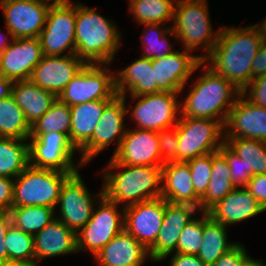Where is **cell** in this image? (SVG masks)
<instances>
[{"label":"cell","instance_id":"obj_52","mask_svg":"<svg viewBox=\"0 0 266 266\" xmlns=\"http://www.w3.org/2000/svg\"><path fill=\"white\" fill-rule=\"evenodd\" d=\"M253 26L255 27V29L257 30L258 34L263 39V42H266V17L263 20V22H261V24L257 23V24H254Z\"/></svg>","mask_w":266,"mask_h":266},{"label":"cell","instance_id":"obj_41","mask_svg":"<svg viewBox=\"0 0 266 266\" xmlns=\"http://www.w3.org/2000/svg\"><path fill=\"white\" fill-rule=\"evenodd\" d=\"M192 175L195 193L201 198L207 190L212 171V153L186 161Z\"/></svg>","mask_w":266,"mask_h":266},{"label":"cell","instance_id":"obj_14","mask_svg":"<svg viewBox=\"0 0 266 266\" xmlns=\"http://www.w3.org/2000/svg\"><path fill=\"white\" fill-rule=\"evenodd\" d=\"M55 1L0 0L6 34L11 40L13 38H38L46 23L49 9Z\"/></svg>","mask_w":266,"mask_h":266},{"label":"cell","instance_id":"obj_34","mask_svg":"<svg viewBox=\"0 0 266 266\" xmlns=\"http://www.w3.org/2000/svg\"><path fill=\"white\" fill-rule=\"evenodd\" d=\"M177 0H129V11L140 25L165 24L174 19Z\"/></svg>","mask_w":266,"mask_h":266},{"label":"cell","instance_id":"obj_19","mask_svg":"<svg viewBox=\"0 0 266 266\" xmlns=\"http://www.w3.org/2000/svg\"><path fill=\"white\" fill-rule=\"evenodd\" d=\"M85 65L76 54L43 56L33 69L30 80L58 97Z\"/></svg>","mask_w":266,"mask_h":266},{"label":"cell","instance_id":"obj_2","mask_svg":"<svg viewBox=\"0 0 266 266\" xmlns=\"http://www.w3.org/2000/svg\"><path fill=\"white\" fill-rule=\"evenodd\" d=\"M102 177L104 195L122 208L161 197L162 166L123 165L111 157Z\"/></svg>","mask_w":266,"mask_h":266},{"label":"cell","instance_id":"obj_36","mask_svg":"<svg viewBox=\"0 0 266 266\" xmlns=\"http://www.w3.org/2000/svg\"><path fill=\"white\" fill-rule=\"evenodd\" d=\"M55 210L47 206H21L12 207L9 212L16 228L35 235L56 218Z\"/></svg>","mask_w":266,"mask_h":266},{"label":"cell","instance_id":"obj_49","mask_svg":"<svg viewBox=\"0 0 266 266\" xmlns=\"http://www.w3.org/2000/svg\"><path fill=\"white\" fill-rule=\"evenodd\" d=\"M170 266H207L197 255L174 252Z\"/></svg>","mask_w":266,"mask_h":266},{"label":"cell","instance_id":"obj_27","mask_svg":"<svg viewBox=\"0 0 266 266\" xmlns=\"http://www.w3.org/2000/svg\"><path fill=\"white\" fill-rule=\"evenodd\" d=\"M115 85L120 96L158 93L152 59L140 57L125 69L115 72Z\"/></svg>","mask_w":266,"mask_h":266},{"label":"cell","instance_id":"obj_45","mask_svg":"<svg viewBox=\"0 0 266 266\" xmlns=\"http://www.w3.org/2000/svg\"><path fill=\"white\" fill-rule=\"evenodd\" d=\"M246 248L238 243L230 251L223 254L212 266H242L248 257Z\"/></svg>","mask_w":266,"mask_h":266},{"label":"cell","instance_id":"obj_15","mask_svg":"<svg viewBox=\"0 0 266 266\" xmlns=\"http://www.w3.org/2000/svg\"><path fill=\"white\" fill-rule=\"evenodd\" d=\"M127 95H116L104 108L99 124L95 127L91 140L78 152L81 157L79 162L86 165L97 154L107 148L115 141L117 146L113 155L118 151L121 141L126 134L127 128L124 125L126 117Z\"/></svg>","mask_w":266,"mask_h":266},{"label":"cell","instance_id":"obj_44","mask_svg":"<svg viewBox=\"0 0 266 266\" xmlns=\"http://www.w3.org/2000/svg\"><path fill=\"white\" fill-rule=\"evenodd\" d=\"M242 94L253 105L266 108V74L254 78Z\"/></svg>","mask_w":266,"mask_h":266},{"label":"cell","instance_id":"obj_23","mask_svg":"<svg viewBox=\"0 0 266 266\" xmlns=\"http://www.w3.org/2000/svg\"><path fill=\"white\" fill-rule=\"evenodd\" d=\"M265 209L246 187H236L209 211V216L224 226L255 217Z\"/></svg>","mask_w":266,"mask_h":266},{"label":"cell","instance_id":"obj_22","mask_svg":"<svg viewBox=\"0 0 266 266\" xmlns=\"http://www.w3.org/2000/svg\"><path fill=\"white\" fill-rule=\"evenodd\" d=\"M1 53L0 73L13 81L28 80L43 58L39 38H13Z\"/></svg>","mask_w":266,"mask_h":266},{"label":"cell","instance_id":"obj_51","mask_svg":"<svg viewBox=\"0 0 266 266\" xmlns=\"http://www.w3.org/2000/svg\"><path fill=\"white\" fill-rule=\"evenodd\" d=\"M13 80L4 77L0 73V99L7 98L12 94Z\"/></svg>","mask_w":266,"mask_h":266},{"label":"cell","instance_id":"obj_11","mask_svg":"<svg viewBox=\"0 0 266 266\" xmlns=\"http://www.w3.org/2000/svg\"><path fill=\"white\" fill-rule=\"evenodd\" d=\"M178 93L158 92L134 96L130 99L139 101L134 107H127V112L135 121L136 128L160 132L165 128L175 126L179 120L181 106ZM179 114V115H178Z\"/></svg>","mask_w":266,"mask_h":266},{"label":"cell","instance_id":"obj_39","mask_svg":"<svg viewBox=\"0 0 266 266\" xmlns=\"http://www.w3.org/2000/svg\"><path fill=\"white\" fill-rule=\"evenodd\" d=\"M71 111L70 106L58 98L49 110L31 126V134L62 132L70 139Z\"/></svg>","mask_w":266,"mask_h":266},{"label":"cell","instance_id":"obj_5","mask_svg":"<svg viewBox=\"0 0 266 266\" xmlns=\"http://www.w3.org/2000/svg\"><path fill=\"white\" fill-rule=\"evenodd\" d=\"M212 27L206 0L176 1L171 28L185 50L192 52L202 47L205 51L200 55L202 62L212 52L221 31V26L217 32Z\"/></svg>","mask_w":266,"mask_h":266},{"label":"cell","instance_id":"obj_37","mask_svg":"<svg viewBox=\"0 0 266 266\" xmlns=\"http://www.w3.org/2000/svg\"><path fill=\"white\" fill-rule=\"evenodd\" d=\"M224 141L242 159L251 176L266 173L265 141L245 138L224 139Z\"/></svg>","mask_w":266,"mask_h":266},{"label":"cell","instance_id":"obj_20","mask_svg":"<svg viewBox=\"0 0 266 266\" xmlns=\"http://www.w3.org/2000/svg\"><path fill=\"white\" fill-rule=\"evenodd\" d=\"M199 208L191 204L166 201L165 215L156 242L148 249L150 260L159 262L177 252V244L183 228L195 217Z\"/></svg>","mask_w":266,"mask_h":266},{"label":"cell","instance_id":"obj_4","mask_svg":"<svg viewBox=\"0 0 266 266\" xmlns=\"http://www.w3.org/2000/svg\"><path fill=\"white\" fill-rule=\"evenodd\" d=\"M76 55L86 64L112 63L121 44V34L114 21L95 8L76 3Z\"/></svg>","mask_w":266,"mask_h":266},{"label":"cell","instance_id":"obj_48","mask_svg":"<svg viewBox=\"0 0 266 266\" xmlns=\"http://www.w3.org/2000/svg\"><path fill=\"white\" fill-rule=\"evenodd\" d=\"M11 224L10 212L0 210V266H7L5 234Z\"/></svg>","mask_w":266,"mask_h":266},{"label":"cell","instance_id":"obj_54","mask_svg":"<svg viewBox=\"0 0 266 266\" xmlns=\"http://www.w3.org/2000/svg\"><path fill=\"white\" fill-rule=\"evenodd\" d=\"M3 34L0 36L2 37ZM0 37V52L2 53L11 43L8 41L7 37L3 36L2 38Z\"/></svg>","mask_w":266,"mask_h":266},{"label":"cell","instance_id":"obj_3","mask_svg":"<svg viewBox=\"0 0 266 266\" xmlns=\"http://www.w3.org/2000/svg\"><path fill=\"white\" fill-rule=\"evenodd\" d=\"M206 70L190 88V92L180 102L181 116L207 118L219 121L223 126L229 111L242 94L232 82L215 73L204 61Z\"/></svg>","mask_w":266,"mask_h":266},{"label":"cell","instance_id":"obj_53","mask_svg":"<svg viewBox=\"0 0 266 266\" xmlns=\"http://www.w3.org/2000/svg\"><path fill=\"white\" fill-rule=\"evenodd\" d=\"M242 266H266L262 260H255L250 255L243 261Z\"/></svg>","mask_w":266,"mask_h":266},{"label":"cell","instance_id":"obj_21","mask_svg":"<svg viewBox=\"0 0 266 266\" xmlns=\"http://www.w3.org/2000/svg\"><path fill=\"white\" fill-rule=\"evenodd\" d=\"M245 138L266 142V108L253 105L241 94L224 125V139Z\"/></svg>","mask_w":266,"mask_h":266},{"label":"cell","instance_id":"obj_33","mask_svg":"<svg viewBox=\"0 0 266 266\" xmlns=\"http://www.w3.org/2000/svg\"><path fill=\"white\" fill-rule=\"evenodd\" d=\"M31 126L12 95L0 99V137L29 140Z\"/></svg>","mask_w":266,"mask_h":266},{"label":"cell","instance_id":"obj_8","mask_svg":"<svg viewBox=\"0 0 266 266\" xmlns=\"http://www.w3.org/2000/svg\"><path fill=\"white\" fill-rule=\"evenodd\" d=\"M76 3L70 0H56L50 7L39 40L44 56L76 54L75 28Z\"/></svg>","mask_w":266,"mask_h":266},{"label":"cell","instance_id":"obj_30","mask_svg":"<svg viewBox=\"0 0 266 266\" xmlns=\"http://www.w3.org/2000/svg\"><path fill=\"white\" fill-rule=\"evenodd\" d=\"M230 167L225 156L220 152L212 153V171L206 193L200 198V212H208L224 199L236 187L229 174Z\"/></svg>","mask_w":266,"mask_h":266},{"label":"cell","instance_id":"obj_43","mask_svg":"<svg viewBox=\"0 0 266 266\" xmlns=\"http://www.w3.org/2000/svg\"><path fill=\"white\" fill-rule=\"evenodd\" d=\"M159 149L164 163L177 162L178 128L172 126L158 132Z\"/></svg>","mask_w":266,"mask_h":266},{"label":"cell","instance_id":"obj_26","mask_svg":"<svg viewBox=\"0 0 266 266\" xmlns=\"http://www.w3.org/2000/svg\"><path fill=\"white\" fill-rule=\"evenodd\" d=\"M161 198L170 203L191 204L200 211V197L195 193L191 170L186 162L162 165Z\"/></svg>","mask_w":266,"mask_h":266},{"label":"cell","instance_id":"obj_7","mask_svg":"<svg viewBox=\"0 0 266 266\" xmlns=\"http://www.w3.org/2000/svg\"><path fill=\"white\" fill-rule=\"evenodd\" d=\"M177 162L219 151L224 141V126L207 118L179 117Z\"/></svg>","mask_w":266,"mask_h":266},{"label":"cell","instance_id":"obj_50","mask_svg":"<svg viewBox=\"0 0 266 266\" xmlns=\"http://www.w3.org/2000/svg\"><path fill=\"white\" fill-rule=\"evenodd\" d=\"M263 74H266V42L261 44L260 49L253 60L252 80Z\"/></svg>","mask_w":266,"mask_h":266},{"label":"cell","instance_id":"obj_42","mask_svg":"<svg viewBox=\"0 0 266 266\" xmlns=\"http://www.w3.org/2000/svg\"><path fill=\"white\" fill-rule=\"evenodd\" d=\"M219 151L225 156L230 167V176L235 187H246L251 175L242 159L225 142Z\"/></svg>","mask_w":266,"mask_h":266},{"label":"cell","instance_id":"obj_32","mask_svg":"<svg viewBox=\"0 0 266 266\" xmlns=\"http://www.w3.org/2000/svg\"><path fill=\"white\" fill-rule=\"evenodd\" d=\"M0 137V176L16 178L29 166V142Z\"/></svg>","mask_w":266,"mask_h":266},{"label":"cell","instance_id":"obj_18","mask_svg":"<svg viewBox=\"0 0 266 266\" xmlns=\"http://www.w3.org/2000/svg\"><path fill=\"white\" fill-rule=\"evenodd\" d=\"M112 158L123 165L162 166L158 132L127 128L118 151Z\"/></svg>","mask_w":266,"mask_h":266},{"label":"cell","instance_id":"obj_24","mask_svg":"<svg viewBox=\"0 0 266 266\" xmlns=\"http://www.w3.org/2000/svg\"><path fill=\"white\" fill-rule=\"evenodd\" d=\"M77 234L58 218L34 235V266L45 258L77 253Z\"/></svg>","mask_w":266,"mask_h":266},{"label":"cell","instance_id":"obj_12","mask_svg":"<svg viewBox=\"0 0 266 266\" xmlns=\"http://www.w3.org/2000/svg\"><path fill=\"white\" fill-rule=\"evenodd\" d=\"M83 180L79 171L71 174L61 187L56 205L60 207L56 218L76 234L90 220L96 201L104 195L103 188L97 196L91 194Z\"/></svg>","mask_w":266,"mask_h":266},{"label":"cell","instance_id":"obj_40","mask_svg":"<svg viewBox=\"0 0 266 266\" xmlns=\"http://www.w3.org/2000/svg\"><path fill=\"white\" fill-rule=\"evenodd\" d=\"M201 218H194L180 233L177 253L197 255L203 243L204 212Z\"/></svg>","mask_w":266,"mask_h":266},{"label":"cell","instance_id":"obj_1","mask_svg":"<svg viewBox=\"0 0 266 266\" xmlns=\"http://www.w3.org/2000/svg\"><path fill=\"white\" fill-rule=\"evenodd\" d=\"M262 43L263 39L253 25L240 28L222 26L204 63L243 91L252 81V63Z\"/></svg>","mask_w":266,"mask_h":266},{"label":"cell","instance_id":"obj_25","mask_svg":"<svg viewBox=\"0 0 266 266\" xmlns=\"http://www.w3.org/2000/svg\"><path fill=\"white\" fill-rule=\"evenodd\" d=\"M100 266H142L149 250L125 229L106 244L96 256Z\"/></svg>","mask_w":266,"mask_h":266},{"label":"cell","instance_id":"obj_38","mask_svg":"<svg viewBox=\"0 0 266 266\" xmlns=\"http://www.w3.org/2000/svg\"><path fill=\"white\" fill-rule=\"evenodd\" d=\"M143 25L145 29L143 30V35H141V44H143L144 49L141 57L161 59L176 51L171 48V42L168 41L167 37V35L173 36V40L177 41V36L171 26L162 27L161 25L163 24L151 23H144Z\"/></svg>","mask_w":266,"mask_h":266},{"label":"cell","instance_id":"obj_47","mask_svg":"<svg viewBox=\"0 0 266 266\" xmlns=\"http://www.w3.org/2000/svg\"><path fill=\"white\" fill-rule=\"evenodd\" d=\"M14 179L0 176V210L10 211L13 207Z\"/></svg>","mask_w":266,"mask_h":266},{"label":"cell","instance_id":"obj_29","mask_svg":"<svg viewBox=\"0 0 266 266\" xmlns=\"http://www.w3.org/2000/svg\"><path fill=\"white\" fill-rule=\"evenodd\" d=\"M111 100H93L70 106V142L80 151L93 137L102 112Z\"/></svg>","mask_w":266,"mask_h":266},{"label":"cell","instance_id":"obj_16","mask_svg":"<svg viewBox=\"0 0 266 266\" xmlns=\"http://www.w3.org/2000/svg\"><path fill=\"white\" fill-rule=\"evenodd\" d=\"M166 208V200L157 198L124 207V229L149 249L158 237Z\"/></svg>","mask_w":266,"mask_h":266},{"label":"cell","instance_id":"obj_17","mask_svg":"<svg viewBox=\"0 0 266 266\" xmlns=\"http://www.w3.org/2000/svg\"><path fill=\"white\" fill-rule=\"evenodd\" d=\"M158 92L182 93L189 77L200 67L199 55H191L183 50L166 55L161 59H152Z\"/></svg>","mask_w":266,"mask_h":266},{"label":"cell","instance_id":"obj_46","mask_svg":"<svg viewBox=\"0 0 266 266\" xmlns=\"http://www.w3.org/2000/svg\"><path fill=\"white\" fill-rule=\"evenodd\" d=\"M246 188L266 211V173L253 175Z\"/></svg>","mask_w":266,"mask_h":266},{"label":"cell","instance_id":"obj_13","mask_svg":"<svg viewBox=\"0 0 266 266\" xmlns=\"http://www.w3.org/2000/svg\"><path fill=\"white\" fill-rule=\"evenodd\" d=\"M29 165L35 168L54 169L62 172H76L84 166L73 160L75 147L62 132L30 134Z\"/></svg>","mask_w":266,"mask_h":266},{"label":"cell","instance_id":"obj_28","mask_svg":"<svg viewBox=\"0 0 266 266\" xmlns=\"http://www.w3.org/2000/svg\"><path fill=\"white\" fill-rule=\"evenodd\" d=\"M23 110L30 126L43 116L56 101L57 96L28 80L14 81L11 94Z\"/></svg>","mask_w":266,"mask_h":266},{"label":"cell","instance_id":"obj_35","mask_svg":"<svg viewBox=\"0 0 266 266\" xmlns=\"http://www.w3.org/2000/svg\"><path fill=\"white\" fill-rule=\"evenodd\" d=\"M7 266H34V235L11 224L5 234Z\"/></svg>","mask_w":266,"mask_h":266},{"label":"cell","instance_id":"obj_31","mask_svg":"<svg viewBox=\"0 0 266 266\" xmlns=\"http://www.w3.org/2000/svg\"><path fill=\"white\" fill-rule=\"evenodd\" d=\"M227 226L215 222L204 212L203 243L197 256L207 265L212 266L223 254L235 247L238 242H229Z\"/></svg>","mask_w":266,"mask_h":266},{"label":"cell","instance_id":"obj_9","mask_svg":"<svg viewBox=\"0 0 266 266\" xmlns=\"http://www.w3.org/2000/svg\"><path fill=\"white\" fill-rule=\"evenodd\" d=\"M87 224L77 233L78 251H89L93 257L124 230V209L103 195ZM122 213H121V212Z\"/></svg>","mask_w":266,"mask_h":266},{"label":"cell","instance_id":"obj_6","mask_svg":"<svg viewBox=\"0 0 266 266\" xmlns=\"http://www.w3.org/2000/svg\"><path fill=\"white\" fill-rule=\"evenodd\" d=\"M74 173L29 165L14 178L13 207L47 206L56 209L61 187Z\"/></svg>","mask_w":266,"mask_h":266},{"label":"cell","instance_id":"obj_10","mask_svg":"<svg viewBox=\"0 0 266 266\" xmlns=\"http://www.w3.org/2000/svg\"><path fill=\"white\" fill-rule=\"evenodd\" d=\"M107 65L86 64L57 98L68 106L93 100H112L117 95L115 72H110Z\"/></svg>","mask_w":266,"mask_h":266}]
</instances>
